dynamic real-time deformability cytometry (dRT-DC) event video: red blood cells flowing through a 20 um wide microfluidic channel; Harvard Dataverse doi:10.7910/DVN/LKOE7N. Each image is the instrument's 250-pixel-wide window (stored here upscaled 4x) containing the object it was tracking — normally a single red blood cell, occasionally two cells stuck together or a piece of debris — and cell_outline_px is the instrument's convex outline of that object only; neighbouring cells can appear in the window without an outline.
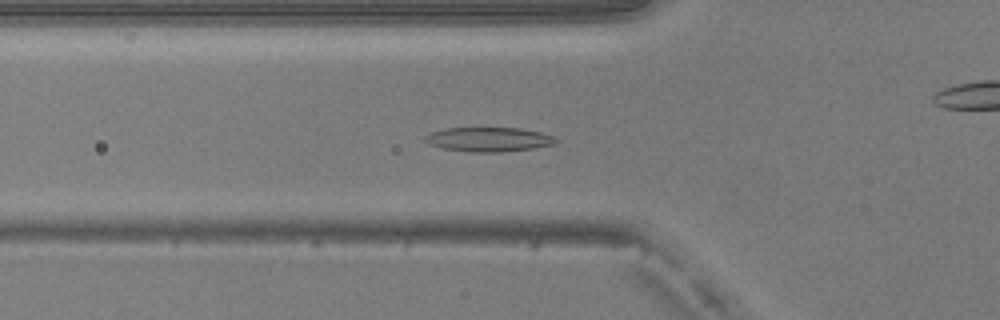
{"species": "common noctule bat (a hibernating species)", "species_latin": "Nyctalus noctula", "temperature_condition": "warm", "stored_images_in_passage": 51, "camera_frame_rate_fps": 3000, "um_per_image_px": 0.085, "animal": {"sex": "male", "body_mass_g": 20.5, "forearm_length_mm": 52.5}, "frame": {"image": 1, "passage_image": 18, "time_ms": 5.667, "image_size_px": [1000, 320], "cell_outline_px": [[560, 140], [552, 144], [532, 148], [500, 152], [472, 152], [444, 148], [428, 144], [424, 140], [424, 136], [432, 132], [444, 128], [520, 128], [540, 132], [552, 136]], "centroid_in_image_um": [41.51, 11.84], "position_along_channel_um": 84.3, "area_um2": 18.38}}
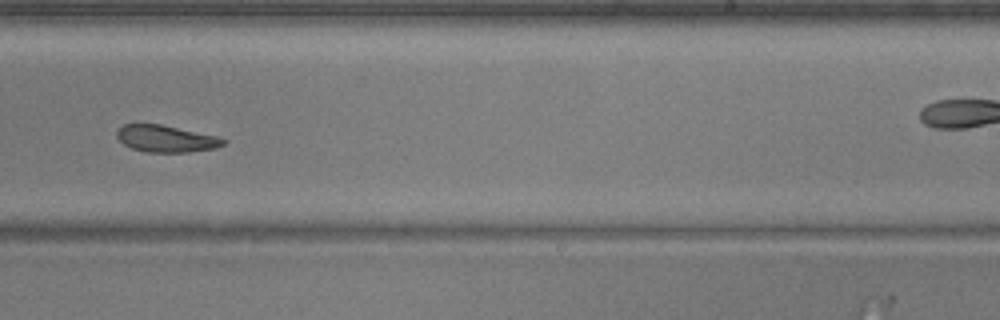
{"frame": {"image": 2, "passage_image": 32, "time_ms": 10.333, "image_size_px": [1000, 320], "cell_outline_px": [[228, 140], [224, 144], [212, 148], [188, 152], [148, 152], [132, 148], [124, 144], [116, 136], [116, 132], [124, 124], [160, 124], [216, 136]], "centroid_in_image_um": [14.09, 11.79], "position_along_channel_um": 274.9, "area_um2": 16.36}}
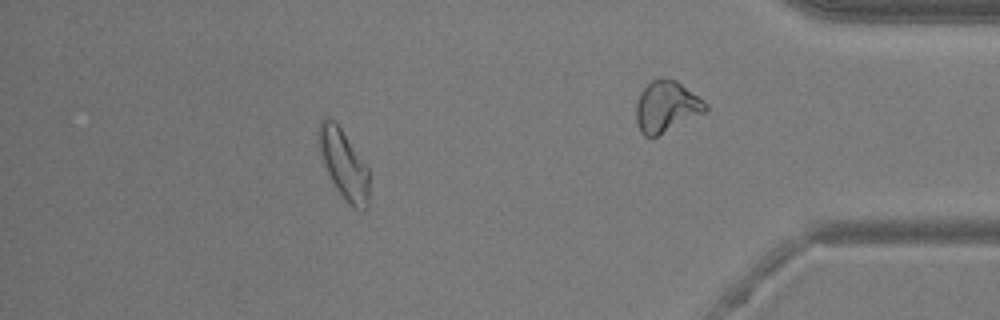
{"frame": {"image": 3, "passage_image": 45, "time_ms": 14.667, "image_size_px": [1000, 320], "cell_outline_px": [[368, 204], [364, 208], [356, 208], [348, 204], [336, 188], [324, 164], [316, 140], [316, 132], [320, 120], [324, 116], [328, 116], [340, 128], [368, 168]], "centroid_in_image_um": [29.16, 13.9], "position_along_channel_um": 406.0, "area_um2": 20.0}, "authors_computed_cell_mechanics": {"area_um2": 18.9006, "velocity_mm_per_s": 4.074, "shape_relaxation_time_tau1_ms": 3.3324, "shape_relaxation_time_tau2_ms": 3.9114, "deformation_change_tau1": 0.1175, "deformation_change_tau2": 0.1072}}